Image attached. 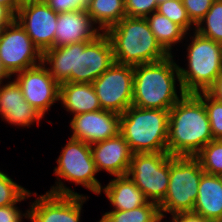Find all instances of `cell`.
I'll list each match as a JSON object with an SVG mask.
<instances>
[{"instance_id": "cell-19", "label": "cell", "mask_w": 222, "mask_h": 222, "mask_svg": "<svg viewBox=\"0 0 222 222\" xmlns=\"http://www.w3.org/2000/svg\"><path fill=\"white\" fill-rule=\"evenodd\" d=\"M102 192L113 207L110 211L132 210L148 202L128 175L114 176L107 185L102 186L100 194Z\"/></svg>"}, {"instance_id": "cell-16", "label": "cell", "mask_w": 222, "mask_h": 222, "mask_svg": "<svg viewBox=\"0 0 222 222\" xmlns=\"http://www.w3.org/2000/svg\"><path fill=\"white\" fill-rule=\"evenodd\" d=\"M0 116L2 121L10 126H19V129L29 128L34 123L39 126L41 120H44V117L25 100L21 87L12 77L0 82Z\"/></svg>"}, {"instance_id": "cell-15", "label": "cell", "mask_w": 222, "mask_h": 222, "mask_svg": "<svg viewBox=\"0 0 222 222\" xmlns=\"http://www.w3.org/2000/svg\"><path fill=\"white\" fill-rule=\"evenodd\" d=\"M69 127L70 138L92 145L120 133V114L101 109L74 115Z\"/></svg>"}, {"instance_id": "cell-39", "label": "cell", "mask_w": 222, "mask_h": 222, "mask_svg": "<svg viewBox=\"0 0 222 222\" xmlns=\"http://www.w3.org/2000/svg\"><path fill=\"white\" fill-rule=\"evenodd\" d=\"M164 219H165V222L168 221V220H166V217H164L162 214H160L153 222H162Z\"/></svg>"}, {"instance_id": "cell-37", "label": "cell", "mask_w": 222, "mask_h": 222, "mask_svg": "<svg viewBox=\"0 0 222 222\" xmlns=\"http://www.w3.org/2000/svg\"><path fill=\"white\" fill-rule=\"evenodd\" d=\"M0 4L6 6L14 15L21 5L18 0H0Z\"/></svg>"}, {"instance_id": "cell-32", "label": "cell", "mask_w": 222, "mask_h": 222, "mask_svg": "<svg viewBox=\"0 0 222 222\" xmlns=\"http://www.w3.org/2000/svg\"><path fill=\"white\" fill-rule=\"evenodd\" d=\"M190 20L196 25L209 11L214 0H182Z\"/></svg>"}, {"instance_id": "cell-18", "label": "cell", "mask_w": 222, "mask_h": 222, "mask_svg": "<svg viewBox=\"0 0 222 222\" xmlns=\"http://www.w3.org/2000/svg\"><path fill=\"white\" fill-rule=\"evenodd\" d=\"M101 33L86 10L58 13L54 47L90 42Z\"/></svg>"}, {"instance_id": "cell-40", "label": "cell", "mask_w": 222, "mask_h": 222, "mask_svg": "<svg viewBox=\"0 0 222 222\" xmlns=\"http://www.w3.org/2000/svg\"><path fill=\"white\" fill-rule=\"evenodd\" d=\"M20 3L31 1V0H18Z\"/></svg>"}, {"instance_id": "cell-30", "label": "cell", "mask_w": 222, "mask_h": 222, "mask_svg": "<svg viewBox=\"0 0 222 222\" xmlns=\"http://www.w3.org/2000/svg\"><path fill=\"white\" fill-rule=\"evenodd\" d=\"M157 0H125V11L127 17L145 18L157 11Z\"/></svg>"}, {"instance_id": "cell-4", "label": "cell", "mask_w": 222, "mask_h": 222, "mask_svg": "<svg viewBox=\"0 0 222 222\" xmlns=\"http://www.w3.org/2000/svg\"><path fill=\"white\" fill-rule=\"evenodd\" d=\"M105 33L112 43L116 63L136 66L170 55L157 41L146 18L125 16Z\"/></svg>"}, {"instance_id": "cell-7", "label": "cell", "mask_w": 222, "mask_h": 222, "mask_svg": "<svg viewBox=\"0 0 222 222\" xmlns=\"http://www.w3.org/2000/svg\"><path fill=\"white\" fill-rule=\"evenodd\" d=\"M57 166L53 174L56 181L47 192L59 195H83L72 190L64 184L65 181L73 182L99 195L102 189L100 181L96 178L98 171L91 153V146L81 140L69 138L61 148L60 155L56 159ZM62 179L64 182H62Z\"/></svg>"}, {"instance_id": "cell-35", "label": "cell", "mask_w": 222, "mask_h": 222, "mask_svg": "<svg viewBox=\"0 0 222 222\" xmlns=\"http://www.w3.org/2000/svg\"><path fill=\"white\" fill-rule=\"evenodd\" d=\"M15 20V15L6 7L0 4V27L10 25Z\"/></svg>"}, {"instance_id": "cell-33", "label": "cell", "mask_w": 222, "mask_h": 222, "mask_svg": "<svg viewBox=\"0 0 222 222\" xmlns=\"http://www.w3.org/2000/svg\"><path fill=\"white\" fill-rule=\"evenodd\" d=\"M56 13L86 10L91 0H43Z\"/></svg>"}, {"instance_id": "cell-29", "label": "cell", "mask_w": 222, "mask_h": 222, "mask_svg": "<svg viewBox=\"0 0 222 222\" xmlns=\"http://www.w3.org/2000/svg\"><path fill=\"white\" fill-rule=\"evenodd\" d=\"M28 191L0 170V207L16 204Z\"/></svg>"}, {"instance_id": "cell-23", "label": "cell", "mask_w": 222, "mask_h": 222, "mask_svg": "<svg viewBox=\"0 0 222 222\" xmlns=\"http://www.w3.org/2000/svg\"><path fill=\"white\" fill-rule=\"evenodd\" d=\"M86 11L100 31L106 32L126 16L125 0H91Z\"/></svg>"}, {"instance_id": "cell-13", "label": "cell", "mask_w": 222, "mask_h": 222, "mask_svg": "<svg viewBox=\"0 0 222 222\" xmlns=\"http://www.w3.org/2000/svg\"><path fill=\"white\" fill-rule=\"evenodd\" d=\"M57 17L58 13L53 11L43 0H31L21 3L15 20L43 53L54 47Z\"/></svg>"}, {"instance_id": "cell-6", "label": "cell", "mask_w": 222, "mask_h": 222, "mask_svg": "<svg viewBox=\"0 0 222 222\" xmlns=\"http://www.w3.org/2000/svg\"><path fill=\"white\" fill-rule=\"evenodd\" d=\"M169 110L128 107L120 115V134L133 154L168 152Z\"/></svg>"}, {"instance_id": "cell-1", "label": "cell", "mask_w": 222, "mask_h": 222, "mask_svg": "<svg viewBox=\"0 0 222 222\" xmlns=\"http://www.w3.org/2000/svg\"><path fill=\"white\" fill-rule=\"evenodd\" d=\"M114 62L113 46L105 32L90 42L52 47L42 56V63L59 84L92 83Z\"/></svg>"}, {"instance_id": "cell-21", "label": "cell", "mask_w": 222, "mask_h": 222, "mask_svg": "<svg viewBox=\"0 0 222 222\" xmlns=\"http://www.w3.org/2000/svg\"><path fill=\"white\" fill-rule=\"evenodd\" d=\"M193 212L211 222H222V182L219 176L203 173Z\"/></svg>"}, {"instance_id": "cell-25", "label": "cell", "mask_w": 222, "mask_h": 222, "mask_svg": "<svg viewBox=\"0 0 222 222\" xmlns=\"http://www.w3.org/2000/svg\"><path fill=\"white\" fill-rule=\"evenodd\" d=\"M195 31L205 38L222 44V0H214L209 11L196 24Z\"/></svg>"}, {"instance_id": "cell-28", "label": "cell", "mask_w": 222, "mask_h": 222, "mask_svg": "<svg viewBox=\"0 0 222 222\" xmlns=\"http://www.w3.org/2000/svg\"><path fill=\"white\" fill-rule=\"evenodd\" d=\"M196 95L205 105L213 139H222V101L216 100L208 92H199Z\"/></svg>"}, {"instance_id": "cell-26", "label": "cell", "mask_w": 222, "mask_h": 222, "mask_svg": "<svg viewBox=\"0 0 222 222\" xmlns=\"http://www.w3.org/2000/svg\"><path fill=\"white\" fill-rule=\"evenodd\" d=\"M205 173L222 174V139H214L204 146L195 156Z\"/></svg>"}, {"instance_id": "cell-14", "label": "cell", "mask_w": 222, "mask_h": 222, "mask_svg": "<svg viewBox=\"0 0 222 222\" xmlns=\"http://www.w3.org/2000/svg\"><path fill=\"white\" fill-rule=\"evenodd\" d=\"M13 77L21 87L25 100L43 117L52 105L59 102L60 84L52 77L42 62L15 74Z\"/></svg>"}, {"instance_id": "cell-31", "label": "cell", "mask_w": 222, "mask_h": 222, "mask_svg": "<svg viewBox=\"0 0 222 222\" xmlns=\"http://www.w3.org/2000/svg\"><path fill=\"white\" fill-rule=\"evenodd\" d=\"M32 197V192L29 190L16 204L0 207V222H22L23 219H28V209L22 212L17 204L21 201H26ZM24 217V218H23Z\"/></svg>"}, {"instance_id": "cell-5", "label": "cell", "mask_w": 222, "mask_h": 222, "mask_svg": "<svg viewBox=\"0 0 222 222\" xmlns=\"http://www.w3.org/2000/svg\"><path fill=\"white\" fill-rule=\"evenodd\" d=\"M185 39L187 67L178 66L182 89L185 94L207 92L222 74V44L196 31L187 33Z\"/></svg>"}, {"instance_id": "cell-2", "label": "cell", "mask_w": 222, "mask_h": 222, "mask_svg": "<svg viewBox=\"0 0 222 222\" xmlns=\"http://www.w3.org/2000/svg\"><path fill=\"white\" fill-rule=\"evenodd\" d=\"M212 140L203 101L196 94H184L169 110L168 153L194 157Z\"/></svg>"}, {"instance_id": "cell-20", "label": "cell", "mask_w": 222, "mask_h": 222, "mask_svg": "<svg viewBox=\"0 0 222 222\" xmlns=\"http://www.w3.org/2000/svg\"><path fill=\"white\" fill-rule=\"evenodd\" d=\"M59 101L72 116L102 109L92 83H61Z\"/></svg>"}, {"instance_id": "cell-10", "label": "cell", "mask_w": 222, "mask_h": 222, "mask_svg": "<svg viewBox=\"0 0 222 222\" xmlns=\"http://www.w3.org/2000/svg\"><path fill=\"white\" fill-rule=\"evenodd\" d=\"M43 53L14 20L0 30V65L8 77L42 62Z\"/></svg>"}, {"instance_id": "cell-9", "label": "cell", "mask_w": 222, "mask_h": 222, "mask_svg": "<svg viewBox=\"0 0 222 222\" xmlns=\"http://www.w3.org/2000/svg\"><path fill=\"white\" fill-rule=\"evenodd\" d=\"M170 156L168 152L133 154L127 173L145 198L158 205L168 189Z\"/></svg>"}, {"instance_id": "cell-17", "label": "cell", "mask_w": 222, "mask_h": 222, "mask_svg": "<svg viewBox=\"0 0 222 222\" xmlns=\"http://www.w3.org/2000/svg\"><path fill=\"white\" fill-rule=\"evenodd\" d=\"M90 146L98 173L105 171L111 176L127 175L133 152L120 133Z\"/></svg>"}, {"instance_id": "cell-38", "label": "cell", "mask_w": 222, "mask_h": 222, "mask_svg": "<svg viewBox=\"0 0 222 222\" xmlns=\"http://www.w3.org/2000/svg\"><path fill=\"white\" fill-rule=\"evenodd\" d=\"M7 78H9V77L4 73V71H3V69L1 68V65H0V82L2 80L7 79Z\"/></svg>"}, {"instance_id": "cell-24", "label": "cell", "mask_w": 222, "mask_h": 222, "mask_svg": "<svg viewBox=\"0 0 222 222\" xmlns=\"http://www.w3.org/2000/svg\"><path fill=\"white\" fill-rule=\"evenodd\" d=\"M160 215L159 205L148 201L145 205L132 210L107 211L103 222H153Z\"/></svg>"}, {"instance_id": "cell-34", "label": "cell", "mask_w": 222, "mask_h": 222, "mask_svg": "<svg viewBox=\"0 0 222 222\" xmlns=\"http://www.w3.org/2000/svg\"><path fill=\"white\" fill-rule=\"evenodd\" d=\"M170 216L171 220L167 222H211L195 212L176 213Z\"/></svg>"}, {"instance_id": "cell-41", "label": "cell", "mask_w": 222, "mask_h": 222, "mask_svg": "<svg viewBox=\"0 0 222 222\" xmlns=\"http://www.w3.org/2000/svg\"><path fill=\"white\" fill-rule=\"evenodd\" d=\"M164 1H167V0H157L158 4H159V3H162V2H164Z\"/></svg>"}, {"instance_id": "cell-12", "label": "cell", "mask_w": 222, "mask_h": 222, "mask_svg": "<svg viewBox=\"0 0 222 222\" xmlns=\"http://www.w3.org/2000/svg\"><path fill=\"white\" fill-rule=\"evenodd\" d=\"M29 202L31 222H81L83 204L90 198L86 195H59L46 192ZM38 196V197H37Z\"/></svg>"}, {"instance_id": "cell-36", "label": "cell", "mask_w": 222, "mask_h": 222, "mask_svg": "<svg viewBox=\"0 0 222 222\" xmlns=\"http://www.w3.org/2000/svg\"><path fill=\"white\" fill-rule=\"evenodd\" d=\"M218 101H222V74L217 78L214 85L207 91Z\"/></svg>"}, {"instance_id": "cell-22", "label": "cell", "mask_w": 222, "mask_h": 222, "mask_svg": "<svg viewBox=\"0 0 222 222\" xmlns=\"http://www.w3.org/2000/svg\"><path fill=\"white\" fill-rule=\"evenodd\" d=\"M145 18L157 41L170 55L174 54L172 50L175 45L178 47V44H183V41L186 40L187 32L157 11Z\"/></svg>"}, {"instance_id": "cell-8", "label": "cell", "mask_w": 222, "mask_h": 222, "mask_svg": "<svg viewBox=\"0 0 222 222\" xmlns=\"http://www.w3.org/2000/svg\"><path fill=\"white\" fill-rule=\"evenodd\" d=\"M204 171L195 157L170 156L169 183L166 196L159 204L160 214L193 212Z\"/></svg>"}, {"instance_id": "cell-3", "label": "cell", "mask_w": 222, "mask_h": 222, "mask_svg": "<svg viewBox=\"0 0 222 222\" xmlns=\"http://www.w3.org/2000/svg\"><path fill=\"white\" fill-rule=\"evenodd\" d=\"M175 60L172 54L158 62L134 66L133 106L170 110L184 96Z\"/></svg>"}, {"instance_id": "cell-27", "label": "cell", "mask_w": 222, "mask_h": 222, "mask_svg": "<svg viewBox=\"0 0 222 222\" xmlns=\"http://www.w3.org/2000/svg\"><path fill=\"white\" fill-rule=\"evenodd\" d=\"M157 12L182 27L187 33L195 31L196 25L190 20L182 0H167L159 3Z\"/></svg>"}, {"instance_id": "cell-11", "label": "cell", "mask_w": 222, "mask_h": 222, "mask_svg": "<svg viewBox=\"0 0 222 222\" xmlns=\"http://www.w3.org/2000/svg\"><path fill=\"white\" fill-rule=\"evenodd\" d=\"M134 66L114 62L92 85L103 110L118 114L132 106Z\"/></svg>"}]
</instances>
